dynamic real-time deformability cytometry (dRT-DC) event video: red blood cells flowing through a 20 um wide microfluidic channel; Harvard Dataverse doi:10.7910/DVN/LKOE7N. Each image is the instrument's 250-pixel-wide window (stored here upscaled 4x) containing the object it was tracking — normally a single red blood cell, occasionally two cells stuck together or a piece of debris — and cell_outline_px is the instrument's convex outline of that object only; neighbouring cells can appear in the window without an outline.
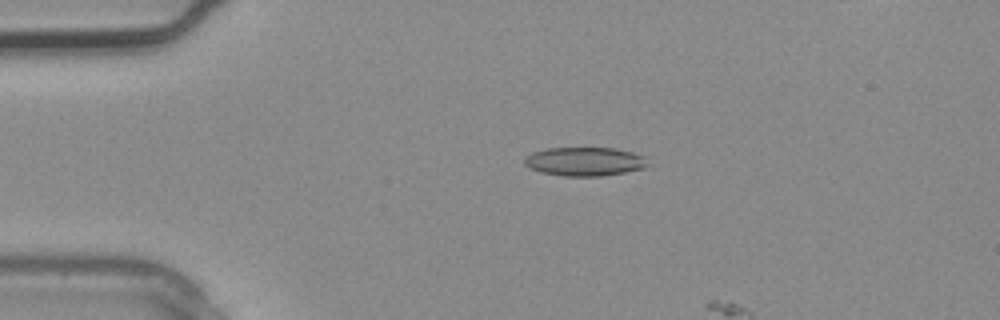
{"species": "common noctule bat (a hibernating species)", "species_latin": "Nyctalus noctula", "temperature_condition": "warm", "stored_images_in_passage": 3, "camera_frame_rate_fps": 3000, "um_per_image_px": 0.085, "animal": {"sex": "male", "body_mass_g": 20.4}, "frame": {"image": 1, "passage_image": 3, "time_ms": 0.667, "image_size_px": [1000, 320], "cell_outline_px": [[648, 168], [600, 176], [564, 176], [540, 172], [528, 168], [524, 164], [524, 160], [532, 152], [548, 148], [616, 148], [632, 152], [644, 156], [648, 164]], "centroid_in_image_um": [49.71, 13.73], "position_along_channel_um": 35.3, "area_um2": 20.75}}